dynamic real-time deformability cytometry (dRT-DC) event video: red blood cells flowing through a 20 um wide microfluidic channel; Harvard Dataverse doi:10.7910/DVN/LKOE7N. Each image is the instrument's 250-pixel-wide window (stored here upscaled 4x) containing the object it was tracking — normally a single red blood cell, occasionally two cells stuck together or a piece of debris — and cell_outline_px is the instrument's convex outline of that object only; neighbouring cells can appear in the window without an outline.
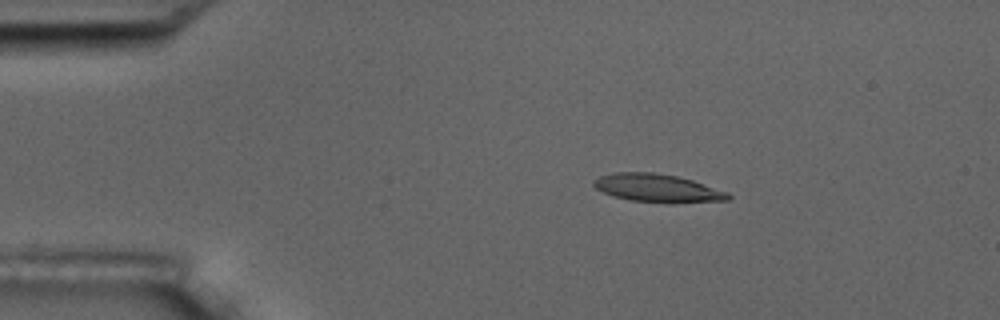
{"species": "common noctule bat (a hibernating species)", "species_latin": "Nyctalus noctula", "temperature_condition": "room temperature", "stored_images_in_passage": 5, "segment_of_instrument_passage": [1, 2], "camera_frame_rate_fps": 3000, "um_per_image_px": 0.085, "animal": {"sex": "male", "body_mass_g": 17.5, "forearm_length_mm": 52.3}, "frame": {"image": 1, "passage_image": 2, "time_ms": 1.333, "image_size_px": [1000, 320], "cell_outline_px": [[732, 196], [728, 200], [676, 204], [632, 200], [612, 196], [596, 188], [592, 184], [592, 180], [600, 176], [616, 172], [652, 172], [676, 176], [692, 180], [728, 192]], "centroid_in_image_um": [55.9, 16.0], "position_along_channel_um": 29.1, "area_um2": 22.14}}
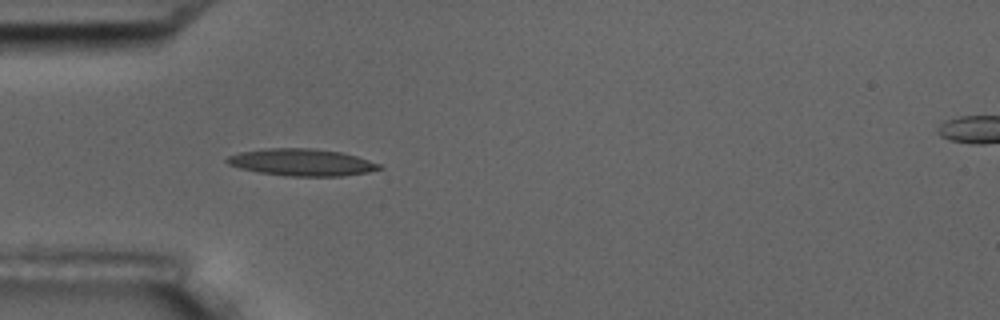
{"frame": {"image": 2, "passage_image": 4, "time_ms": 3.667, "image_size_px": [1000, 320], "cell_outline_px": [[384, 168], [368, 172], [344, 176], [284, 176], [260, 172], [240, 168], [228, 164], [224, 160], [228, 156], [240, 152], [264, 148], [316, 148], [340, 152], [356, 156], [380, 164]], "centroid_in_image_um": [25.64, 13.79], "position_along_channel_um": 59.4, "area_um2": 24.04}}